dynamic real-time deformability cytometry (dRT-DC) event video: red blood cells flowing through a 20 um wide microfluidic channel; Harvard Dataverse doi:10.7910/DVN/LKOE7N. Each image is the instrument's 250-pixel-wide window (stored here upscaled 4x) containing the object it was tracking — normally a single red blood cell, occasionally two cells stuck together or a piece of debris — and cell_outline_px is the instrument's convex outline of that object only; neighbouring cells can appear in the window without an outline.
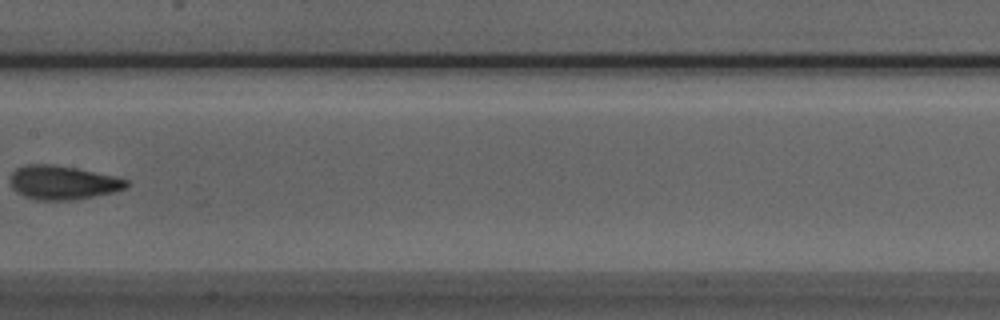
{"species": "Egyptian fruit bat (a non-hibernating species)", "species_latin": "Rousettus aegyptiacus", "temperature_condition": "room temperature", "stored_images_in_passage": 7, "camera_frame_rate_fps": 3000, "um_per_image_px": 0.085, "animal": {"sex": "male"}, "frame": {"image": 1, "passage_image": 6, "time_ms": 1.667, "image_size_px": [1000, 320], "cell_outline_px": [[128, 188], [112, 192], [76, 200], [36, 200], [24, 196], [16, 192], [12, 188], [12, 172], [16, 168], [24, 164], [52, 164], [76, 168], [116, 176], [128, 180]], "centroid_in_image_um": [5.35, 15.52], "position_along_channel_um": 202.1, "area_um2": 23.0}}
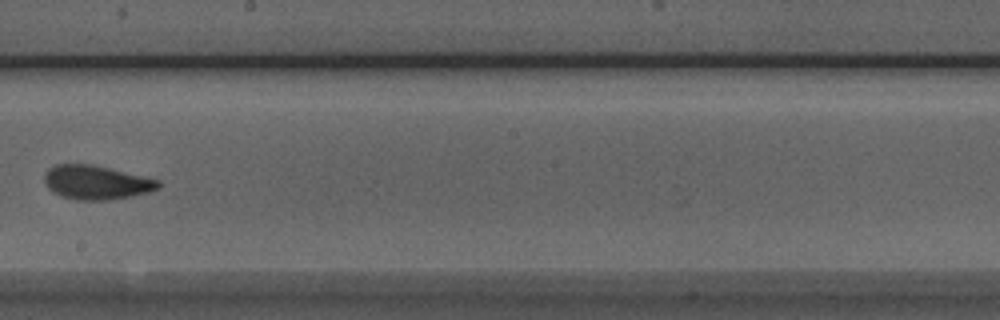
{"frame": {"image": 2, "passage_image": 7, "time_ms": 2.0, "image_size_px": [1000, 320], "cell_outline_px": [[160, 188], [148, 192], [132, 196], [104, 200], [76, 200], [60, 196], [52, 192], [48, 188], [44, 180], [44, 176], [48, 168], [56, 164], [92, 164], [160, 180]], "centroid_in_image_um": [8.16, 15.5], "position_along_channel_um": 240.0, "area_um2": 22.6}}